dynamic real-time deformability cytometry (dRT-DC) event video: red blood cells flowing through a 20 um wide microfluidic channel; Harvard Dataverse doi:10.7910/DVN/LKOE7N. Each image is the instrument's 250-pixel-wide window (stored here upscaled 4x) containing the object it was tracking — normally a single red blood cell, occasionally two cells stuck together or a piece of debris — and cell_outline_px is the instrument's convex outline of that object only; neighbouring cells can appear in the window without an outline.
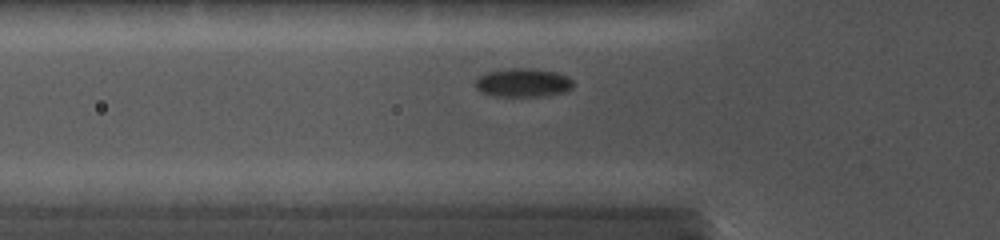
{"species": "common noctule bat (a hibernating species)", "species_latin": "Nyctalus noctula", "temperature_condition": "cold", "stored_images_in_passage": 48, "camera_frame_rate_fps": 5000, "um_per_image_px": 0.085, "animal": {"sex": "female", "body_mass_g": 19.0, "forearm_length_mm": 56.7}, "frame": {"image": 1, "passage_image": 2, "time_ms": 0.2, "image_size_px": [1000, 240], "cell_outline_px": [[572, 88], [564, 92], [540, 96], [496, 96], [480, 92], [476, 88], [476, 80], [480, 76], [488, 72], [508, 68], [532, 68], [556, 72], [568, 76], [572, 80]], "centroid_in_image_um": [44.46, 7.02], "position_along_channel_um": 81.3, "area_um2": 16.24}}
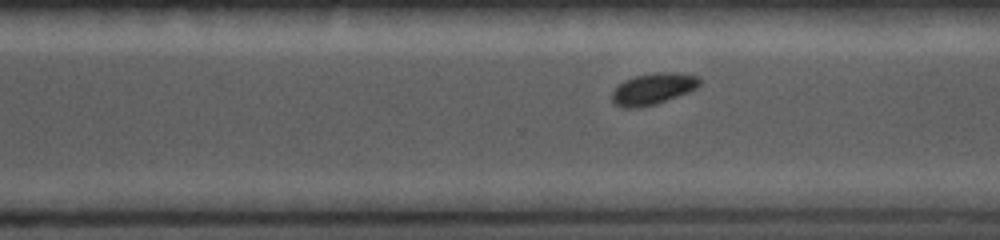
{"frame": {"image": 2, "passage_image": 31, "time_ms": 6.0, "image_size_px": [1000, 240], "cell_outline_px": [[700, 84], [696, 88], [688, 92], [656, 104], [640, 108], [620, 108], [612, 104], [612, 92], [624, 80], [636, 76], [656, 72], [672, 72], [700, 76]], "centroid_in_image_um": [55.49, 7.57], "position_along_channel_um": 315.1, "area_um2": 16.13}}
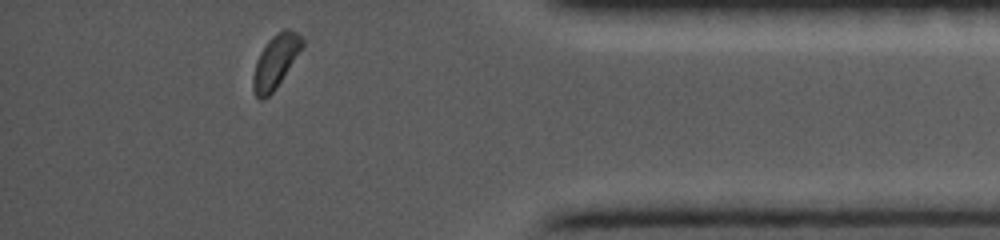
{"frame": {"image": 3, "passage_image": 45, "time_ms": 8.8, "image_size_px": [1000, 240], "cell_outline_px": [[304, 44], [276, 88], [264, 100], [260, 100], [256, 96], [252, 88], [252, 76], [256, 60], [260, 52], [268, 40], [276, 32], [284, 28], [288, 28], [296, 32], [304, 40]], "centroid_in_image_um": [23.39, 5.22], "position_along_channel_um": 411.8, "area_um2": 15.2}}